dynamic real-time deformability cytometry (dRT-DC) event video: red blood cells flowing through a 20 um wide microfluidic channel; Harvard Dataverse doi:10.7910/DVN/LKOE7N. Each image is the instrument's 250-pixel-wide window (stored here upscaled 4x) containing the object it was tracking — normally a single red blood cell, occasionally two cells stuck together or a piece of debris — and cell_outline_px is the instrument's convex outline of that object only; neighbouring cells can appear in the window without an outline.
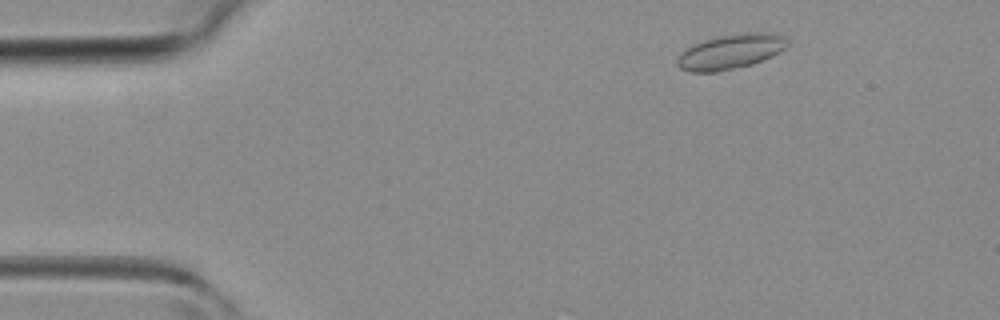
{"species": "common noctule bat (a hibernating species)", "species_latin": "Nyctalus noctula", "temperature_condition": "room temperature", "stored_images_in_passage": 10, "camera_frame_rate_fps": 3000, "um_per_image_px": 0.085, "animal": {"sex": "female", "body_mass_g": 19.3, "forearm_length_mm": 54.1}, "frame": {"image": 1, "passage_image": 4, "time_ms": 1.0, "image_size_px": [1000, 320], "cell_outline_px": [[788, 44], [784, 48], [772, 56], [752, 64], [716, 72], [688, 72], [680, 68], [676, 64], [676, 60], [688, 48], [704, 40], [724, 36], [784, 36], [788, 40]], "centroid_in_image_um": [62.01, 4.48], "position_along_channel_um": 23.0, "area_um2": 20.75}}